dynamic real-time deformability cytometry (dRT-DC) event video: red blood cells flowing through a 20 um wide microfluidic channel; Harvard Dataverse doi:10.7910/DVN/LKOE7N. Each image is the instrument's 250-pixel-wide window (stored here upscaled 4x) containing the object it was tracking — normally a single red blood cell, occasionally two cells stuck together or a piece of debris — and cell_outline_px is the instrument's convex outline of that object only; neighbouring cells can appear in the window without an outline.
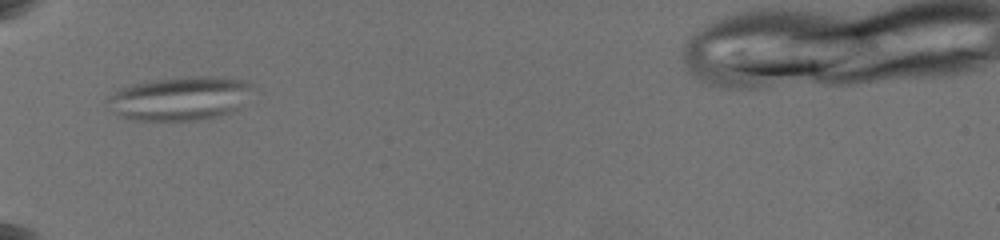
{"species": "common noctule bat (a hibernating species)", "species_latin": "Nyctalus noctula", "temperature_condition": "warm", "stored_images_in_passage": 48, "camera_frame_rate_fps": 3000, "um_per_image_px": 0.085, "animal": {"sex": "female", "body_mass_g": 19.5, "forearm_length_mm": 54.1}, "frame": {"image": 1, "passage_image": 1, "time_ms": 0.0, "image_size_px": [1000, 240], "cell_outline_px": [[244, 84], [232, 108], [228, 112], [220, 116], [208, 120], [132, 120], [120, 116], [108, 100], [116, 92], [124, 88], [136, 84], [156, 80], [184, 76], [212, 76], [240, 80]], "centroid_in_image_um": [15.11, 8.39], "position_along_channel_um": 69.9, "area_um2": 34.45}}
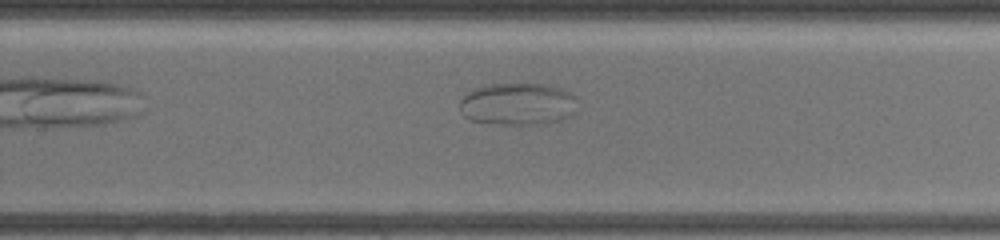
{"frame": {"image": 2, "passage_image": 27, "time_ms": 6.333, "image_size_px": [1000, 240], "cell_outline_px": [[576, 96], [564, 116], [556, 120], [544, 124], [488, 124], [468, 120], [464, 116], [460, 108], [460, 100], [468, 92], [476, 88], [488, 84], [544, 84], [560, 88]], "centroid_in_image_um": [43.86, 8.84], "position_along_channel_um": 285.9, "area_um2": 28.26}}
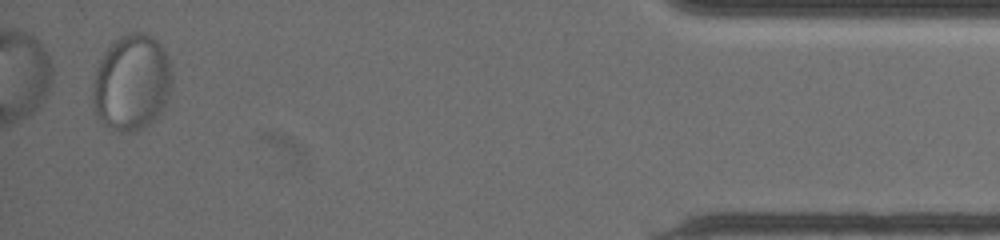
{"frame": {"image": 3, "passage_image": 45, "time_ms": 12.0, "image_size_px": [1000, 240], "cell_outline_px": [[168, 92], [164, 104], [156, 120], [140, 128], [120, 132], [104, 124], [96, 112], [92, 104], [92, 88], [96, 72], [100, 60], [104, 52], [120, 36], [128, 32], [144, 32], [152, 36], [160, 44], [164, 52], [168, 64]], "centroid_in_image_um": [11.13, 7.0], "position_along_channel_um": 424.1, "area_um2": 43.23}}